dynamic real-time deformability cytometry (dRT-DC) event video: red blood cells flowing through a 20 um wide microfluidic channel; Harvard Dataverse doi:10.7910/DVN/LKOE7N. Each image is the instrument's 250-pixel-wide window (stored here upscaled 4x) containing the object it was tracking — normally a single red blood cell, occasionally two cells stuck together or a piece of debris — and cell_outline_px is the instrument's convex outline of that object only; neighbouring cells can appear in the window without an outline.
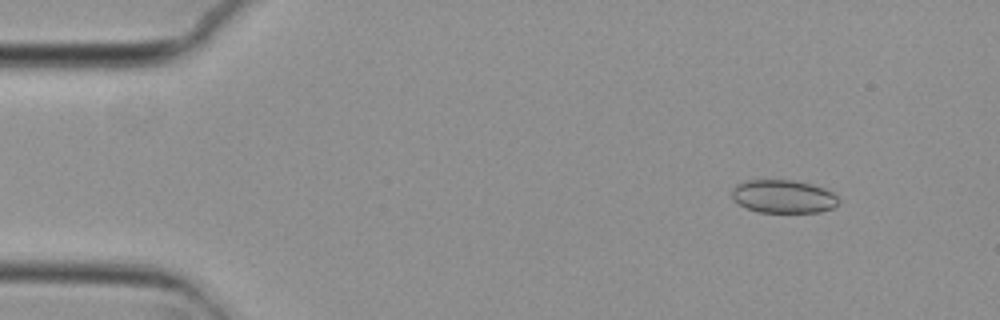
{"species": "common noctule bat (a hibernating species)", "species_latin": "Nyctalus noctula", "temperature_condition": "cold", "stored_images_in_passage": 55, "camera_frame_rate_fps": 3000, "um_per_image_px": 0.085, "animal": {"sex": "female", "body_mass_g": 29.2, "forearm_length_mm": 56.3}, "frame": {"image": 1, "passage_image": 6, "time_ms": 1.667, "image_size_px": [1000, 320], "cell_outline_px": [[840, 200], [832, 208], [820, 212], [756, 212], [740, 204], [732, 196], [732, 188], [736, 184], [748, 180], [792, 180], [812, 184], [824, 188], [832, 192]], "centroid_in_image_um": [66.59, 16.69], "position_along_channel_um": 18.4, "area_um2": 20.52}}
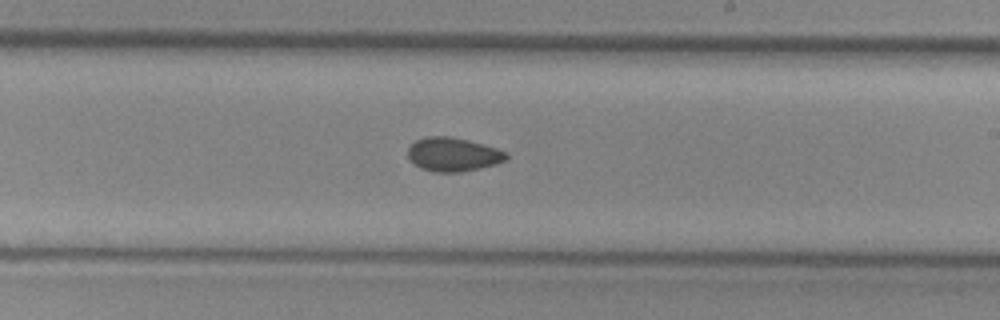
{"frame": {"image": 2, "passage_image": 32, "time_ms": 10.333, "image_size_px": [1000, 320], "cell_outline_px": [[508, 160], [496, 164], [480, 168], [460, 172], [432, 172], [420, 168], [408, 156], [408, 148], [416, 140], [428, 136], [448, 136], [496, 148], [508, 152]], "centroid_in_image_um": [38.53, 13.14], "position_along_channel_um": 250.5, "area_um2": 19.19}}
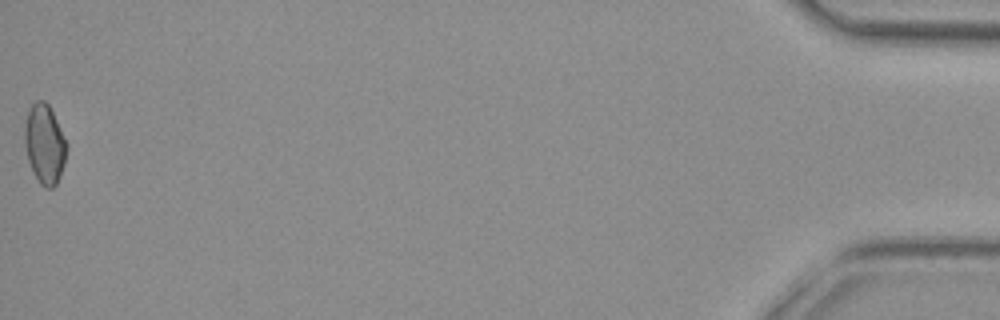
{"frame": {"image": 3, "passage_image": 55, "time_ms": 18.0, "image_size_px": [1000, 320], "cell_outline_px": [[68, 148], [64, 164], [60, 176], [56, 184], [52, 188], [44, 188], [40, 184], [28, 160], [24, 144], [24, 128], [28, 108], [36, 100], [44, 100], [48, 104], [68, 144]], "centroid_in_image_um": [3.79, 12.23], "position_along_channel_um": 431.4, "area_um2": 19.48}, "authors_computed_cell_mechanics": {"area_um2": 19.4786, "velocity_mm_per_s": 3.7398, "shape_relaxation_time_tau1_ms": null, "shape_relaxation_time_tau2_ms": 5.3978, "deformation_change_tau1": null, "deformation_change_tau2": 0.0797}}